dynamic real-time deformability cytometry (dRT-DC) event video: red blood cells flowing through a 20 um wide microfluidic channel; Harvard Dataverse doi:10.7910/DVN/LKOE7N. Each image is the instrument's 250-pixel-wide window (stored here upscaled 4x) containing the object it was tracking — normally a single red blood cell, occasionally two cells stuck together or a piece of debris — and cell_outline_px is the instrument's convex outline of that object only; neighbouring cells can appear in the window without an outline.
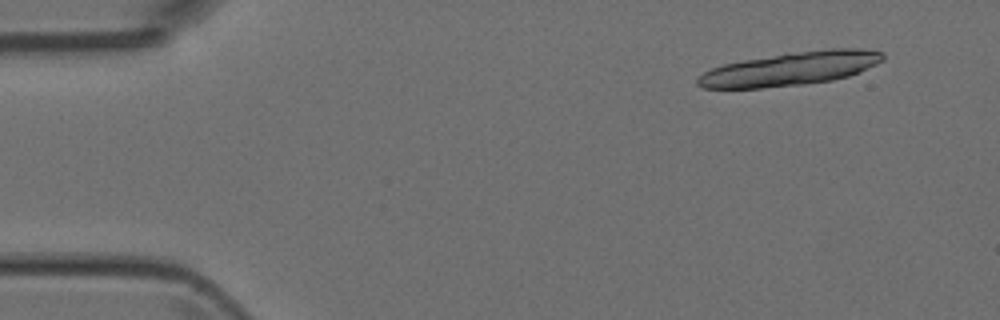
{"species": "Egyptian fruit bat (a non-hibernating species)", "species_latin": "Rousettus aegyptiacus", "temperature_condition": "room temperature", "stored_images_in_passage": 3, "camera_frame_rate_fps": 3000, "um_per_image_px": 0.085, "animal": {"sex": "female"}, "frame": {"image": 1, "passage_image": 1, "time_ms": 0.0, "image_size_px": [1000, 320], "cell_outline_px": [[884, 60], [860, 72], [848, 76], [832, 80], [804, 84], [760, 88], [704, 88], [696, 84], [696, 80], [704, 72], [712, 68], [724, 64], [744, 60], [788, 52], [828, 48], [860, 48], [884, 52]], "centroid_in_image_um": [67.23, 5.83], "position_along_channel_um": 17.8, "area_um2": 36.24}}